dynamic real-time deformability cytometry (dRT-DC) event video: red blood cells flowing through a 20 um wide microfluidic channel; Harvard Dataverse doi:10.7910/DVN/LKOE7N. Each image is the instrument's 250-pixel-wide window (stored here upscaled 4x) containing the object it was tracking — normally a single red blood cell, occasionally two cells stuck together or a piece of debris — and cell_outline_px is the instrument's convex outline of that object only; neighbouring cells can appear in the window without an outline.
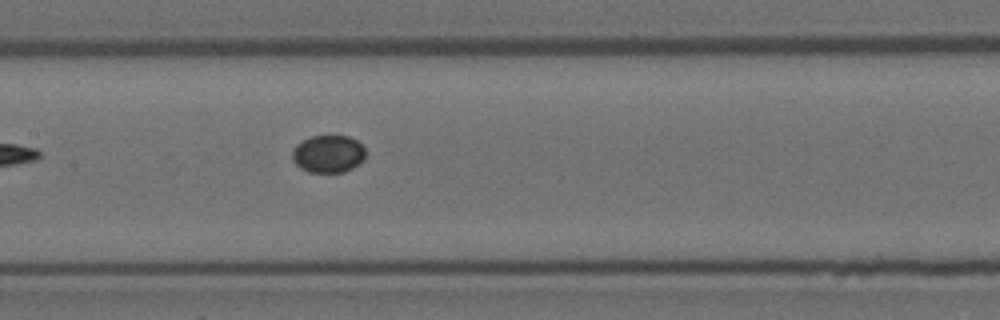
{"species": "Egyptian fruit bat (a non-hibernating species)", "species_latin": "Rousettus aegyptiacus", "temperature_condition": "room temperature", "stored_images_in_passage": 8, "segment_of_instrument_passage": [1, 2], "camera_frame_rate_fps": 3000, "um_per_image_px": 0.085, "animal": {"sex": "female"}, "frame": {"image": 1, "passage_image": 7, "time_ms": 2.0, "image_size_px": [1000, 320], "cell_outline_px": [[364, 160], [352, 168], [344, 172], [308, 172], [300, 168], [292, 160], [292, 152], [296, 144], [312, 136], [348, 136], [356, 140], [364, 148]], "centroid_in_image_um": [27.88, 13.09], "position_along_channel_um": 179.5, "area_um2": 15.95}}